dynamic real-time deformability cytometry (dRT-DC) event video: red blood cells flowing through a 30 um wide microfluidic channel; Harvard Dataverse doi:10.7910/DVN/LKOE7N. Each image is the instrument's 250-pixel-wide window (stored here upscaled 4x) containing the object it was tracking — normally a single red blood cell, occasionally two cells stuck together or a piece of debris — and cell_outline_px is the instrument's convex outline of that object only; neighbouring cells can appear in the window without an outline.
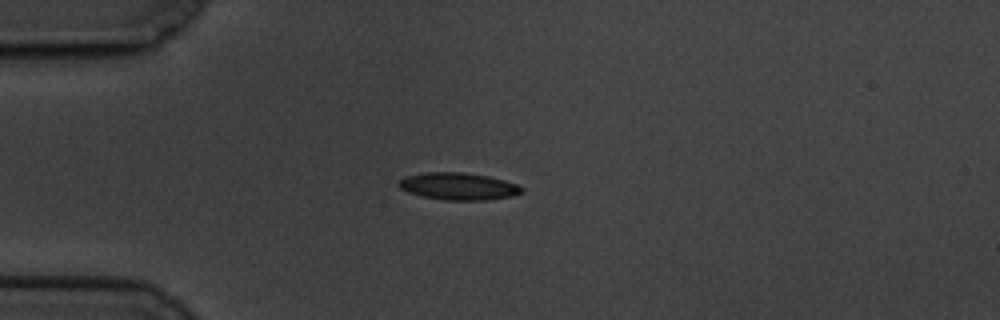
{"species": "common noctule bat (a hibernating species)", "species_latin": "Nyctalus noctula", "temperature_condition": "cold", "stored_images_in_passage": 4, "camera_frame_rate_fps": 3000, "um_per_image_px": 0.085, "animal": {"sex": "male", "body_mass_g": 19.5, "forearm_length_mm": 54.6}, "frame": {"image": 1, "passage_image": 1, "time_ms": 0.0, "image_size_px": [1000, 320], "cell_outline_px": [[524, 192], [512, 196], [484, 200], [444, 200], [424, 196], [408, 192], [400, 188], [396, 184], [404, 176], [428, 172], [464, 172], [488, 176], [504, 180], [516, 184], [524, 188]], "centroid_in_image_um": [38.97, 15.83], "position_along_channel_um": 46.0, "area_um2": 19.48}}
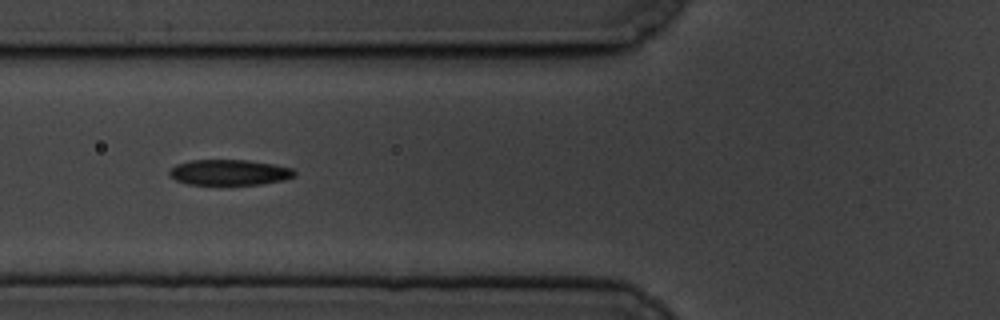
{"frame": {"image": 2, "passage_image": 3, "time_ms": 2.333, "image_size_px": [1000, 320], "cell_outline_px": [[296, 176], [284, 180], [260, 184], [188, 184], [176, 180], [168, 172], [176, 164], [192, 160], [248, 160], [272, 164], [292, 168], [296, 172]], "centroid_in_image_um": [19.53, 14.65], "position_along_channel_um": 106.3, "area_um2": 18.5}}
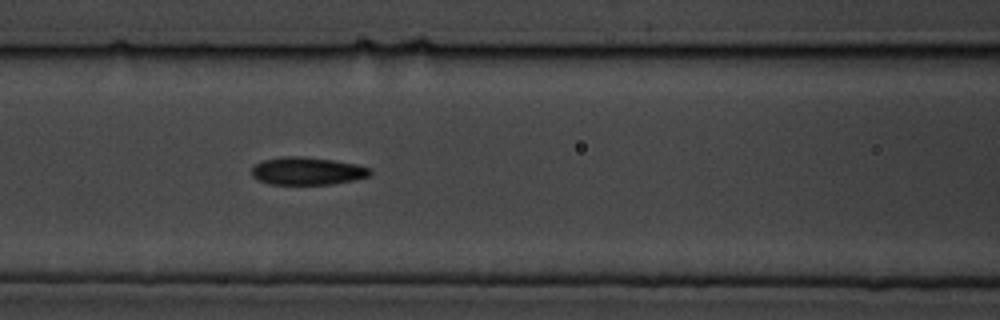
{"frame": {"image": 3, "passage_image": 4, "time_ms": 3.333, "image_size_px": [1000, 320], "cell_outline_px": [[372, 172], [368, 176], [352, 180], [332, 184], [268, 184], [256, 180], [252, 176], [252, 168], [256, 164], [264, 160], [284, 156], [300, 156], [332, 160], [356, 164], [372, 168]], "centroid_in_image_um": [26.1, 14.54], "position_along_channel_um": 140.5, "area_um2": 19.07}}